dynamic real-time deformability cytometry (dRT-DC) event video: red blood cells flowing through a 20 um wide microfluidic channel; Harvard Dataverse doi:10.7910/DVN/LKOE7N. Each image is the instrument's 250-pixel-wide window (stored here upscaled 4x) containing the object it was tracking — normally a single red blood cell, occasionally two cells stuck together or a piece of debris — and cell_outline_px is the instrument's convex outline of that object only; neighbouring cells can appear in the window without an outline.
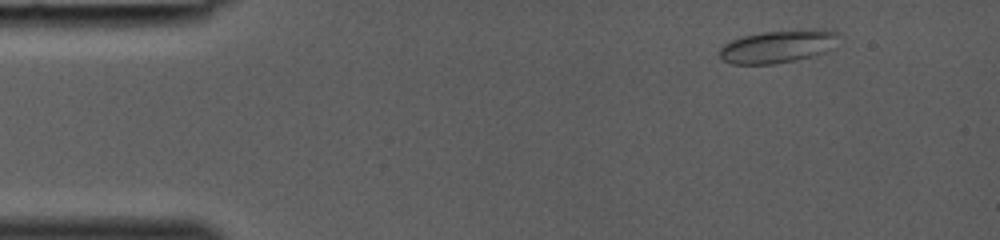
{"species": "common noctule bat (a hibernating species)", "species_latin": "Nyctalus noctula", "temperature_condition": "room temperature", "stored_images_in_passage": 3, "camera_frame_rate_fps": 3000, "um_per_image_px": 0.085, "animal": {"sex": "female", "body_mass_g": 19.0, "forearm_length_mm": 53.3}, "frame": {"image": 1, "passage_image": 1, "time_ms": 0.0, "image_size_px": [1000, 240], "cell_outline_px": [[840, 32], [824, 52], [812, 56], [796, 60], [772, 64], [732, 64], [724, 60], [720, 56], [720, 48], [724, 44], [732, 40], [744, 36], [764, 32]], "centroid_in_image_um": [65.95, 4.01], "position_along_channel_um": 19.1, "area_um2": 21.21}}